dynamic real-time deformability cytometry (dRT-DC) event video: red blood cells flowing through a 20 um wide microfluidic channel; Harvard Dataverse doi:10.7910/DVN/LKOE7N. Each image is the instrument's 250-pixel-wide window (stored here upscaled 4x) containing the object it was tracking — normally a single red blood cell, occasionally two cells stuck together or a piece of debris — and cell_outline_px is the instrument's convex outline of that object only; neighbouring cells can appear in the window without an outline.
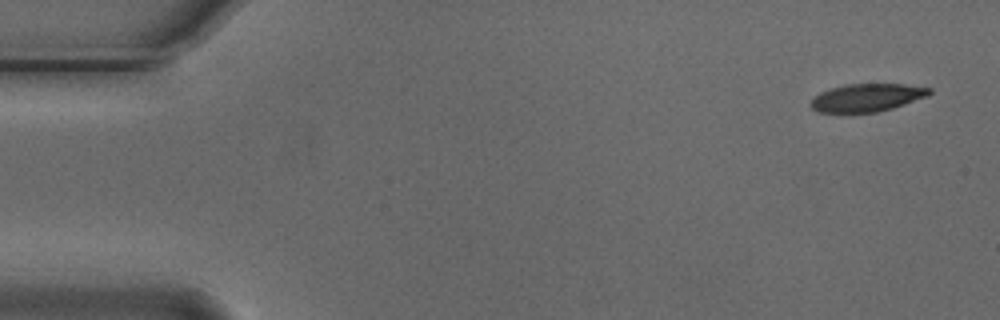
{"species": "Egyptian fruit bat (a non-hibernating species)", "species_latin": "Rousettus aegyptiacus", "temperature_condition": "cold", "stored_images_in_passage": 6, "camera_frame_rate_fps": 3000, "um_per_image_px": 0.085, "animal": {"sex": "male"}, "frame": {"image": 1, "passage_image": 1, "time_ms": 0.0, "image_size_px": [1000, 320], "cell_outline_px": [[932, 92], [928, 96], [892, 108], [876, 112], [820, 112], [812, 108], [808, 104], [820, 92], [844, 84], [904, 84], [932, 88]], "centroid_in_image_um": [73.71, 8.29], "position_along_channel_um": 11.3, "area_um2": 19.13}}
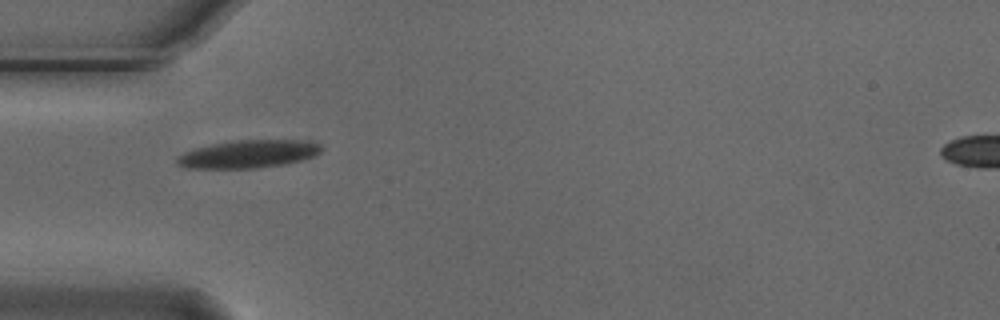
{"frame": {"image": 2, "passage_image": 5, "time_ms": 1.333, "image_size_px": [1000, 320], "cell_outline_px": [[324, 148], [320, 152], [312, 156], [300, 160], [284, 164], [260, 168], [184, 168], [176, 164], [176, 156], [184, 152], [196, 148], [212, 144], [236, 140], [300, 140], [320, 144]], "centroid_in_image_um": [21.07, 13.1], "position_along_channel_um": 63.9, "area_um2": 23.41}}
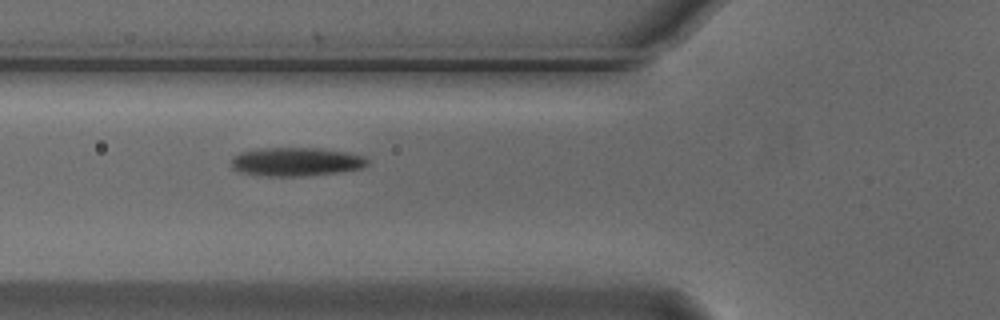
{"frame": {"image": 3, "passage_image": 6, "time_ms": 1.667, "image_size_px": [1000, 320], "cell_outline_px": [[372, 160], [368, 164], [360, 168], [336, 172], [304, 176], [268, 176], [240, 172], [232, 168], [232, 156], [240, 152], [256, 148], [324, 148], [368, 156]], "centroid_in_image_um": [25.2, 13.73], "position_along_channel_um": 100.6, "area_um2": 22.95}}